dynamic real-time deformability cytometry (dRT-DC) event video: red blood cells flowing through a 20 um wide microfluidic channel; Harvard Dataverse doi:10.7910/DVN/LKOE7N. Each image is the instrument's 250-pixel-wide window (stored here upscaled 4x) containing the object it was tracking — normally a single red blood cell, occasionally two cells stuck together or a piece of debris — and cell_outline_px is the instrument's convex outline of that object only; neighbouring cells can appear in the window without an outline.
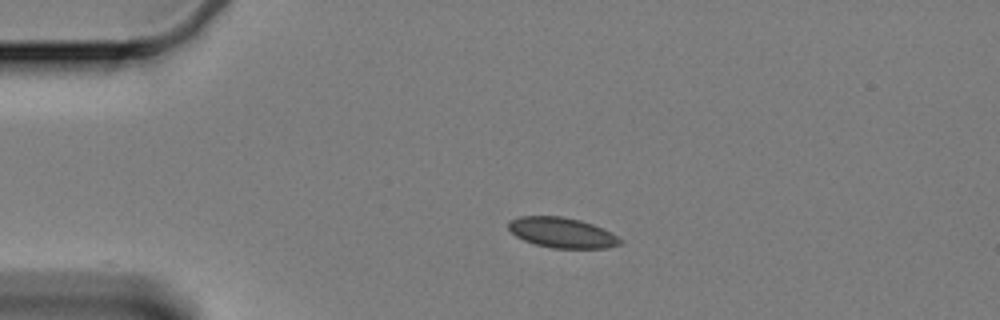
{"species": "Egyptian fruit bat (a non-hibernating species)", "species_latin": "Rousettus aegyptiacus", "temperature_condition": "cold", "stored_images_in_passage": 48, "camera_frame_rate_fps": 3000, "um_per_image_px": 0.085, "animal": {"sex": "female"}, "frame": {"image": 1, "passage_image": 1, "time_ms": 0.0, "image_size_px": [1000, 320], "cell_outline_px": [[624, 244], [608, 248], [552, 248], [536, 244], [524, 240], [516, 236], [508, 228], [508, 220], [520, 216], [560, 216], [580, 220], [604, 228], [612, 232], [624, 240]], "centroid_in_image_um": [47.82, 19.78], "position_along_channel_um": 37.2, "area_um2": 19.94}}
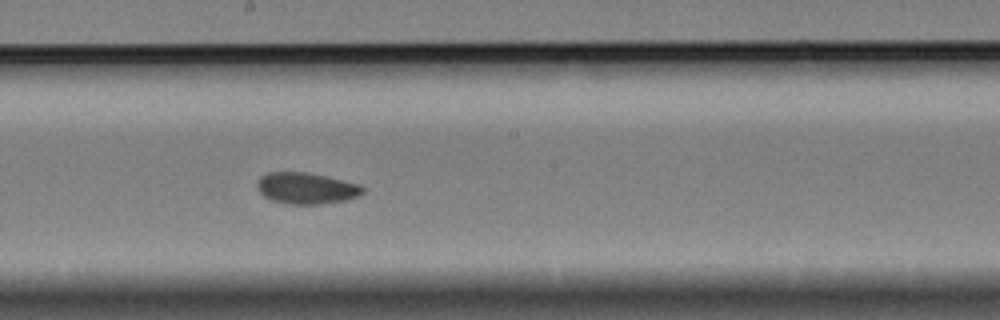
{"frame": {"image": 2, "passage_image": 21, "time_ms": 6.667, "image_size_px": [1000, 320], "cell_outline_px": [[364, 192], [360, 196], [344, 200], [320, 204], [288, 204], [272, 200], [264, 196], [256, 188], [256, 184], [260, 176], [268, 172], [308, 172], [360, 184], [364, 188]], "centroid_in_image_um": [26.03, 15.99], "position_along_channel_um": 222.2, "area_um2": 19.36}}
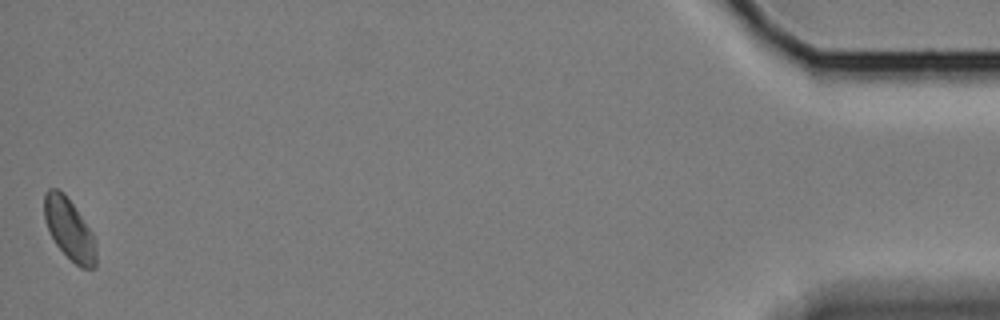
{"frame": {"image": 3, "passage_image": 48, "time_ms": 15.667, "image_size_px": [1000, 320], "cell_outline_px": [[96, 268], [80, 268], [56, 244], [44, 220], [44, 192], [48, 188], [56, 188], [64, 192], [92, 232], [96, 244]], "centroid_in_image_um": [5.89, 19.46], "position_along_channel_um": 429.3, "area_um2": 18.38}, "authors_computed_cell_mechanics": {"area_um2": 19.2763, "velocity_mm_per_s": 3.2894, "shape_relaxation_time_tau1_ms": 5.1733, "shape_relaxation_time_tau2_ms": 10.3557, "deformation_change_tau1": 0.0675, "deformation_change_tau2": 0.0637}}